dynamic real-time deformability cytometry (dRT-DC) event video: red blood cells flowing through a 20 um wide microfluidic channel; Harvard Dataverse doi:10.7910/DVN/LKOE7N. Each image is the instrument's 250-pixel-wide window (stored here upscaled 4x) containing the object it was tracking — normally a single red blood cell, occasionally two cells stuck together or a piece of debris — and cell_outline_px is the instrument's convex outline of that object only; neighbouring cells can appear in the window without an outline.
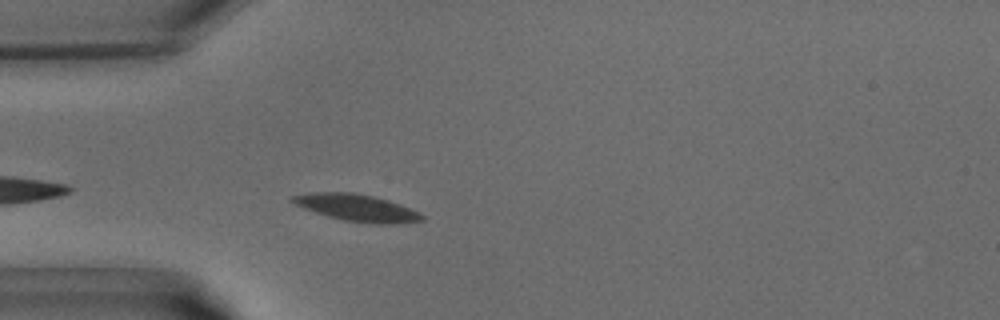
{"species": "common noctule bat (a hibernating species)", "species_latin": "Nyctalus noctula", "temperature_condition": "warm", "stored_images_in_passage": 19, "camera_frame_rate_fps": 3000, "um_per_image_px": 0.085, "animal": {"sex": "male", "body_mass_g": 15.6}, "frame": {"image": 1, "passage_image": 3, "time_ms": 0.667, "image_size_px": [1000, 320], "cell_outline_px": [[424, 220], [400, 224], [376, 224], [344, 220], [328, 216], [304, 208], [288, 200], [292, 196], [308, 192], [352, 192], [372, 196], [388, 200], [400, 204], [420, 212], [424, 216]], "centroid_in_image_um": [30.36, 17.66], "position_along_channel_um": 54.6, "area_um2": 20.35}}
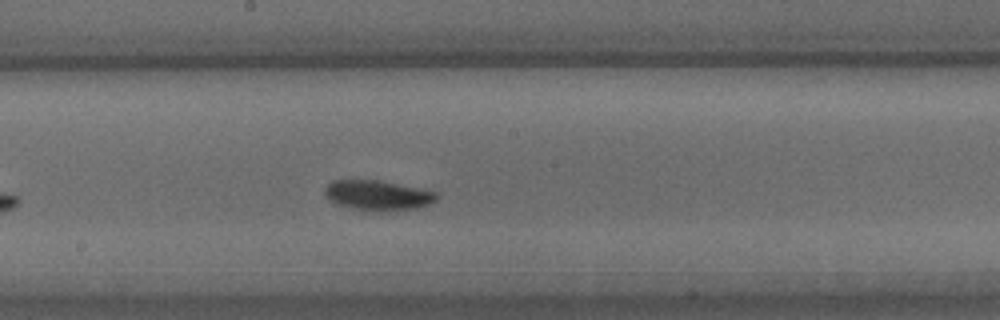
{"frame": {"image": 2, "passage_image": 13, "time_ms": 4.0, "image_size_px": [1000, 320], "cell_outline_px": [[440, 196], [436, 200], [428, 204], [416, 208], [368, 212], [348, 208], [336, 204], [328, 200], [324, 192], [324, 188], [332, 180], [376, 180], [436, 192]], "centroid_in_image_um": [32.04, 16.62], "position_along_channel_um": 216.2, "area_um2": 19.54}}
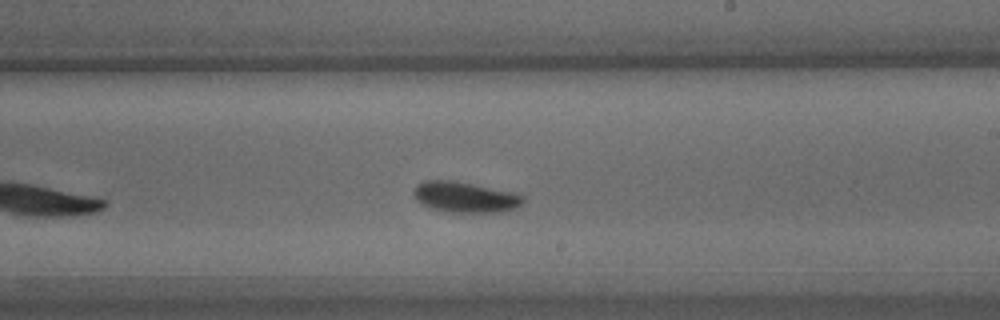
{"frame": {"image": 3, "passage_image": 15, "time_ms": 4.667, "image_size_px": [1000, 320], "cell_outline_px": [[524, 200], [516, 208], [504, 212], [448, 212], [432, 208], [420, 204], [416, 200], [412, 192], [416, 184], [424, 180], [452, 180], [516, 192], [524, 196]], "centroid_in_image_um": [39.52, 16.75], "position_along_channel_um": 249.5, "area_um2": 19.83}}